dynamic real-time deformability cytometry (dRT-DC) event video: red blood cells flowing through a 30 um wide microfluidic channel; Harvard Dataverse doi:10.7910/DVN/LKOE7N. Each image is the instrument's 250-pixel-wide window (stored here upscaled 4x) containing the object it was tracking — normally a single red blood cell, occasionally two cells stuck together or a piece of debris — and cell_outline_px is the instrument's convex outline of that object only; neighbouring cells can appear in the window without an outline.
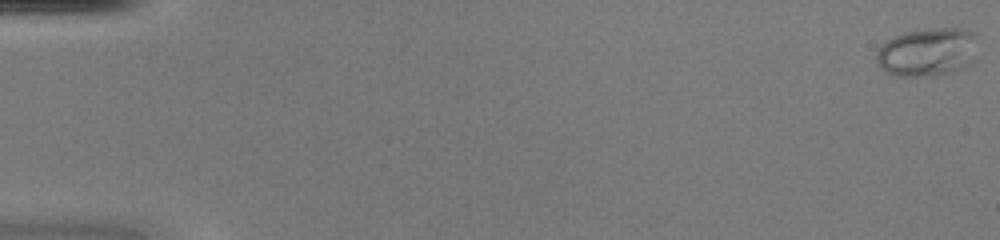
{"species": "common noctule bat (a hibernating species)", "species_latin": "Nyctalus noctula", "temperature_condition": "warm", "stored_images_in_passage": 52, "camera_frame_rate_fps": 3000, "um_per_image_px": 0.085, "animal": {"sex": "female", "body_mass_g": 20.0, "forearm_length_mm": 54.0}, "frame": {"image": 1, "passage_image": 1, "time_ms": 0.0, "image_size_px": [1000, 240], "cell_outline_px": [[980, 36], [972, 60], [964, 68], [952, 72], [936, 76], [896, 76], [888, 72], [876, 60], [876, 52], [892, 36], [904, 32], [932, 28], [964, 28]], "centroid_in_image_um": [78.89, 4.41], "position_along_channel_um": 6.1, "area_um2": 28.78}}
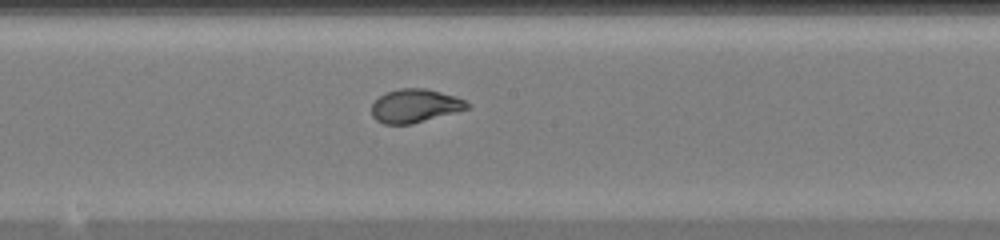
{"frame": {"image": 2, "passage_image": 29, "time_ms": 9.333, "image_size_px": [1000, 240], "cell_outline_px": [[472, 108], [412, 124], [384, 124], [376, 120], [372, 116], [372, 104], [380, 96], [388, 92], [400, 88], [424, 88], [456, 96], [472, 104]], "centroid_in_image_um": [35.32, 9.0], "position_along_channel_um": 212.9, "area_um2": 18.73}}
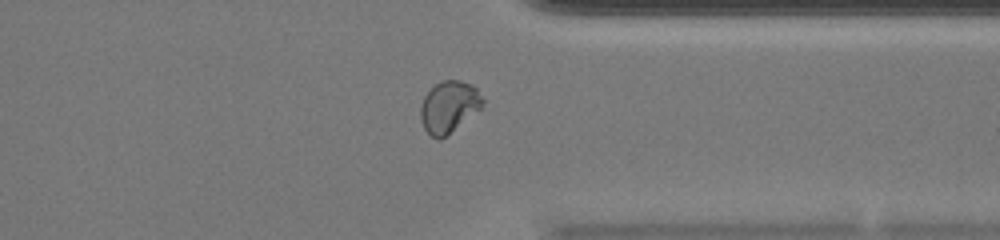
{"frame": {"image": 3, "passage_image": 41, "time_ms": 13.333, "image_size_px": [1000, 240], "cell_outline_px": [[484, 100], [480, 108], [440, 140], [432, 136], [424, 128], [420, 120], [420, 108], [424, 96], [440, 80], [460, 80], [472, 84], [476, 88]], "centroid_in_image_um": [38.14, 9.05], "position_along_channel_um": 373.3, "area_um2": 18.32}, "authors_computed_cell_mechanics": {"area_um2": 20.3167, "velocity_mm_per_s": 4.0542, "shape_relaxation_time_tau1_ms": 7.5485, "shape_relaxation_time_tau2_ms": null, "deformation_change_tau1": 0.2798, "deformation_change_tau2": null}}